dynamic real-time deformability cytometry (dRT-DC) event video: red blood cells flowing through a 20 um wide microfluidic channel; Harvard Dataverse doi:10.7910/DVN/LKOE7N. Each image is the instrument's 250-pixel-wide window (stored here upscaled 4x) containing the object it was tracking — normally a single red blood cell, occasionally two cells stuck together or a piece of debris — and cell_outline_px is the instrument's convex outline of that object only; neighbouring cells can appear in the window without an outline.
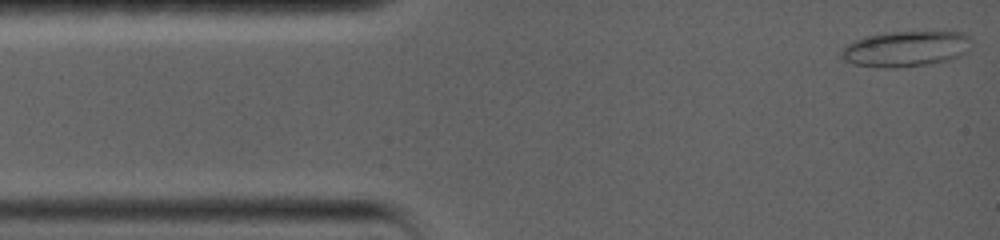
{"species": "common noctule bat (a hibernating species)", "species_latin": "Nyctalus noctula", "temperature_condition": "warm", "stored_images_in_passage": 35, "camera_frame_rate_fps": 5000, "um_per_image_px": 0.085, "animal": {"sex": "female", "body_mass_g": 19.0, "forearm_length_mm": 56.7}, "frame": {"image": 1, "passage_image": 1, "time_ms": 0.0, "image_size_px": [1000, 240], "cell_outline_px": [[972, 48], [968, 52], [952, 60], [896, 68], [884, 68], [852, 64], [844, 60], [840, 56], [840, 48], [852, 40], [864, 36], [892, 32], [964, 32], [972, 40]], "centroid_in_image_um": [76.99, 4.15], "position_along_channel_um": 8.0, "area_um2": 27.51}}
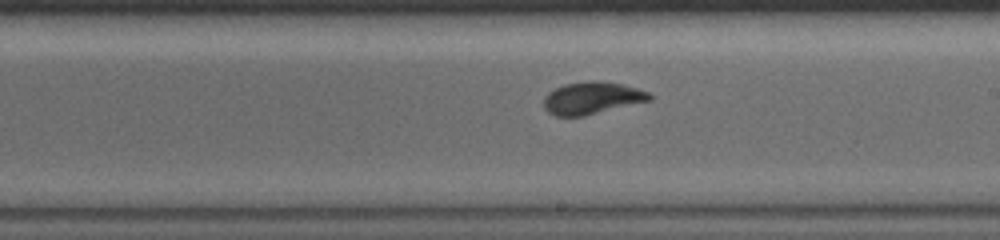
{"frame": {"image": 2, "passage_image": 18, "time_ms": 8.4, "image_size_px": [1000, 240], "cell_outline_px": [[652, 100], [584, 116], [556, 116], [548, 112], [544, 108], [544, 96], [548, 92], [564, 84], [588, 80], [600, 80], [624, 84], [648, 92], [652, 96]], "centroid_in_image_um": [50.32, 8.32], "position_along_channel_um": 238.7, "area_um2": 20.06}}
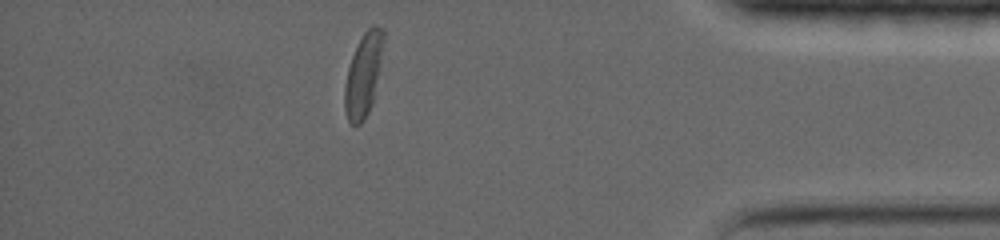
{"frame": {"image": 3, "passage_image": 33, "time_ms": 14.0, "image_size_px": [1000, 240], "cell_outline_px": [[384, 40], [380, 64], [372, 104], [364, 120], [360, 124], [352, 124], [348, 120], [344, 108], [344, 84], [348, 68], [352, 56], [364, 32], [372, 24], [376, 24], [384, 28]], "centroid_in_image_um": [30.89, 6.34], "position_along_channel_um": 404.3, "area_um2": 18.73}}